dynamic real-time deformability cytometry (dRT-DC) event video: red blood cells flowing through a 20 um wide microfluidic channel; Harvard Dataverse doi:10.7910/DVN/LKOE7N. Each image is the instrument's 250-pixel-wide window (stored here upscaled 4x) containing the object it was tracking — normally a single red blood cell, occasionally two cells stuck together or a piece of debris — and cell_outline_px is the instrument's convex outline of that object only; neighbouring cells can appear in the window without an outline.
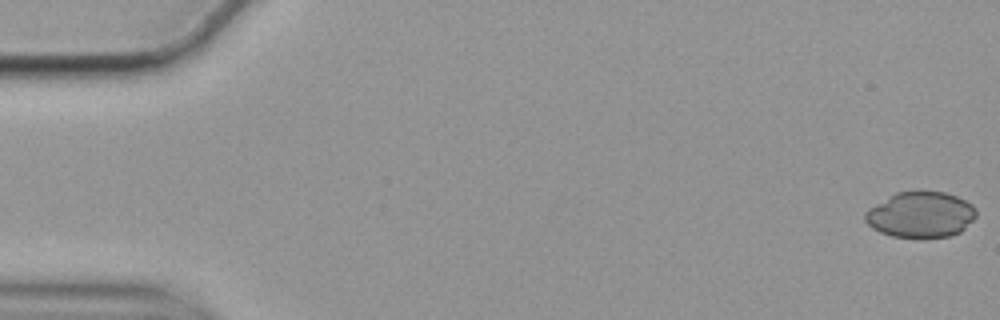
{"species": "common noctule bat (a hibernating species)", "species_latin": "Nyctalus noctula", "temperature_condition": "cold", "stored_images_in_passage": 16, "camera_frame_rate_fps": 3000, "um_per_image_px": 0.085, "animal": {"sex": "female", "body_mass_g": 19.9}, "frame": {"image": 1, "passage_image": 1, "time_ms": 0.0, "image_size_px": [1000, 320], "cell_outline_px": [[976, 216], [960, 232], [948, 236], [892, 236], [880, 232], [872, 228], [864, 220], [864, 212], [868, 208], [896, 192], [920, 188], [944, 192], [956, 196], [972, 204], [976, 208]], "centroid_in_image_um": [78.23, 18.18], "position_along_channel_um": 6.8, "area_um2": 29.88}}
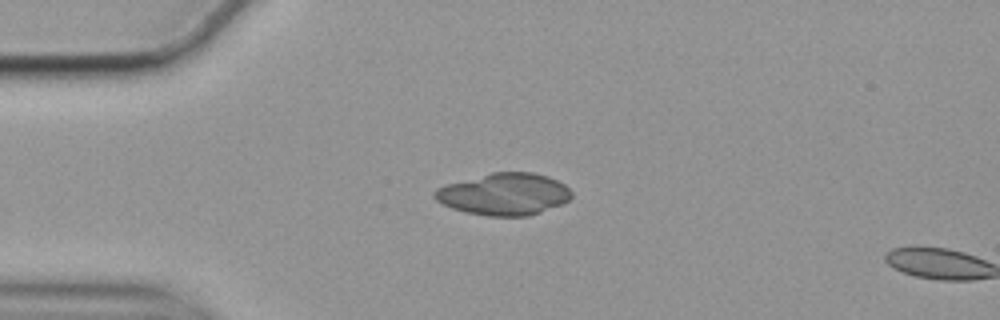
{"frame": {"image": 2, "passage_image": 14, "time_ms": 4.333, "image_size_px": [1000, 320], "cell_outline_px": [[572, 196], [568, 200], [560, 204], [540, 212], [528, 216], [488, 216], [464, 212], [452, 208], [436, 200], [432, 196], [432, 192], [436, 188], [448, 184], [492, 172], [532, 172], [548, 176], [564, 184], [572, 192]], "centroid_in_image_um": [42.83, 16.5], "position_along_channel_um": 42.2, "area_um2": 33.35}}